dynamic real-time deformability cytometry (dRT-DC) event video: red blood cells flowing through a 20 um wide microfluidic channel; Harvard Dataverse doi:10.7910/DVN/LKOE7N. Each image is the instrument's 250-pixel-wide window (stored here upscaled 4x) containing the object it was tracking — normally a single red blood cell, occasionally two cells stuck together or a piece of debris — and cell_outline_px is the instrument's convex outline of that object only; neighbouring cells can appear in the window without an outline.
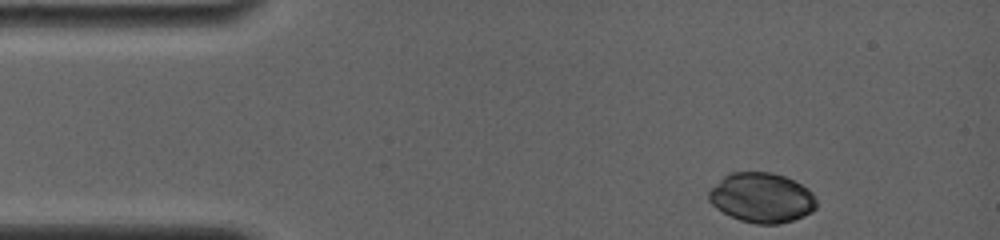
{"species": "common noctule bat (a hibernating species)", "species_latin": "Nyctalus noctula", "temperature_condition": "room temperature", "stored_images_in_passage": 50, "camera_frame_rate_fps": 4000, "um_per_image_px": 0.085, "animal": {"sex": "female", "body_mass_g": 19.0, "forearm_length_mm": 56.7}, "frame": {"image": 1, "passage_image": 1, "time_ms": 0.0, "image_size_px": [1000, 240], "cell_outline_px": [[816, 208], [812, 212], [804, 216], [780, 224], [756, 224], [740, 220], [716, 208], [708, 200], [708, 192], [728, 172], [772, 172], [784, 176], [808, 188], [812, 192], [816, 200]], "centroid_in_image_um": [64.76, 16.8], "position_along_channel_um": 20.2, "area_um2": 31.21}}
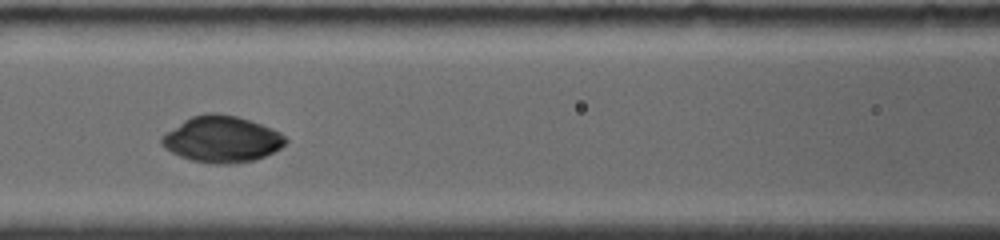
{"frame": {"image": 2, "passage_image": 22, "time_ms": 5.25, "image_size_px": [1000, 240], "cell_outline_px": [[288, 140], [280, 148], [264, 156], [252, 160], [228, 164], [208, 164], [192, 160], [180, 156], [164, 148], [160, 144], [160, 140], [168, 132], [184, 120], [192, 116], [204, 112], [216, 112], [236, 116], [272, 128], [280, 132]], "centroid_in_image_um": [18.84, 11.83], "position_along_channel_um": 147.8, "area_um2": 33.18}}
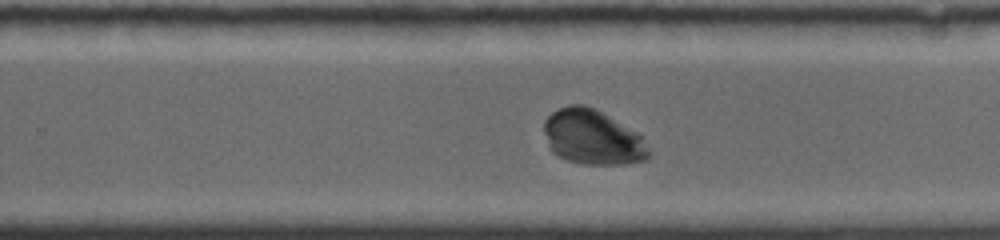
{"frame": {"image": 3, "passage_image": 36, "time_ms": 8.75, "image_size_px": [1000, 240], "cell_outline_px": [[652, 152], [644, 160], [624, 164], [584, 164], [564, 160], [552, 152], [548, 144], [544, 132], [544, 120], [552, 112], [568, 104], [584, 104], [600, 112], [644, 136]], "centroid_in_image_um": [50.38, 11.68], "position_along_channel_um": 279.4, "area_um2": 33.58}}